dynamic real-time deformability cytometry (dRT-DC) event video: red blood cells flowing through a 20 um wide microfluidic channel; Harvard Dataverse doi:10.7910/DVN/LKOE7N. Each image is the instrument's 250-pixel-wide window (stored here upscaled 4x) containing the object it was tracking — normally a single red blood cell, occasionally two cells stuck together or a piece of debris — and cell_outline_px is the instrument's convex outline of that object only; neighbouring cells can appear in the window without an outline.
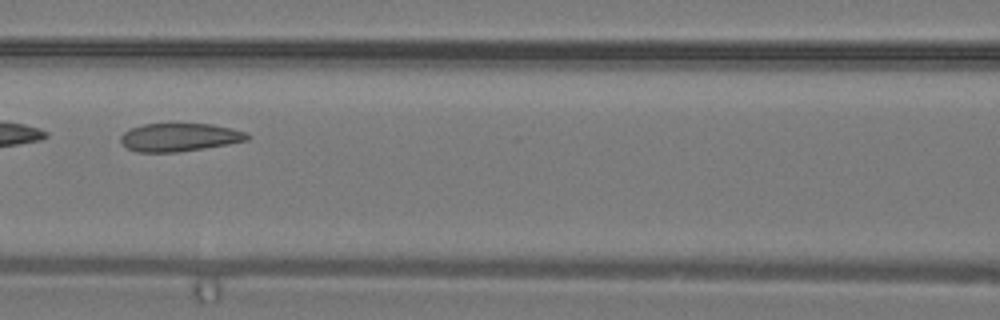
{"species": "common noctule bat (a hibernating species)", "species_latin": "Nyctalus noctula", "temperature_condition": "warm", "stored_images_in_passage": 5, "camera_frame_rate_fps": 3000, "um_per_image_px": 0.085, "animal": {"sex": "male", "body_mass_g": 19.2, "forearm_length_mm": 51.8}, "frame": {"image": 1, "passage_image": 5, "time_ms": 1.333, "image_size_px": [1000, 320], "cell_outline_px": [[252, 136], [248, 140], [228, 144], [204, 148], [176, 152], [136, 152], [128, 148], [120, 140], [120, 136], [124, 132], [132, 128], [144, 124], [212, 124], [244, 132]], "centroid_in_image_um": [15.25, 11.67], "position_along_channel_um": 151.3, "area_um2": 20.52}}